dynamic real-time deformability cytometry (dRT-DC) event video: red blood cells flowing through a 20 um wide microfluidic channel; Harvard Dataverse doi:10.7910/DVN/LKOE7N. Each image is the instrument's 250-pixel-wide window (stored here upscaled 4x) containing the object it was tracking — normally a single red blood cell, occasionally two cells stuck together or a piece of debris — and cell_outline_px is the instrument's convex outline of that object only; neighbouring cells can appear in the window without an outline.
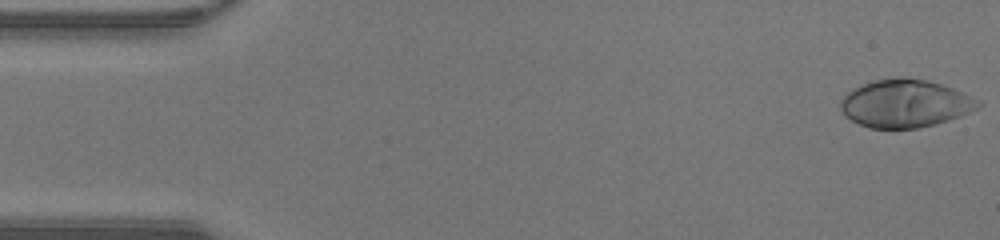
{"species": "human", "species_latin": "Homo sapiens", "temperature_condition": "warm", "stored_images_in_passage": 47, "camera_frame_rate_fps": 3000, "um_per_image_px": 0.085, "donor": {"sex": "male"}, "frame": {"image": 1, "passage_image": 1, "time_ms": 0.0, "image_size_px": [1000, 240], "cell_outline_px": [[984, 104], [980, 108], [960, 116], [936, 124], [920, 128], [868, 128], [852, 120], [840, 108], [840, 100], [852, 88], [872, 80], [896, 76], [924, 80], [940, 84], [952, 88], [972, 96], [980, 100]], "centroid_in_image_um": [76.96, 8.79], "position_along_channel_um": 8.0, "area_um2": 38.49}}
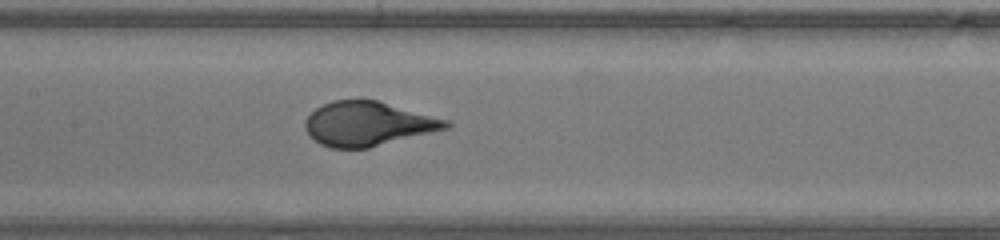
{"frame": {"image": 2, "passage_image": 22, "time_ms": 7.0, "image_size_px": [1000, 240], "cell_outline_px": [[452, 124], [448, 128], [368, 148], [332, 148], [320, 144], [308, 136], [304, 128], [304, 120], [316, 108], [332, 100], [376, 100], [452, 120]], "centroid_in_image_um": [31.28, 10.52], "position_along_channel_um": 176.1, "area_um2": 36.41}}
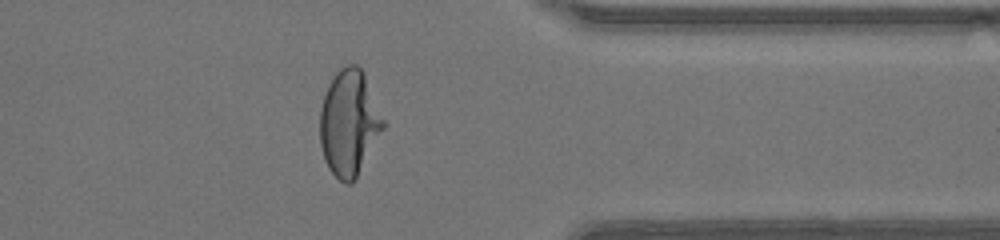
{"frame": {"image": 3, "passage_image": 37, "time_ms": 12.0, "image_size_px": [1000, 240], "cell_outline_px": [[388, 124], [356, 180], [352, 184], [344, 184], [328, 168], [324, 160], [320, 144], [320, 108], [328, 84], [336, 72], [340, 68], [348, 64], [356, 64], [364, 72]], "centroid_in_image_um": [29.72, 10.47], "position_along_channel_um": 381.7, "area_um2": 40.0}}